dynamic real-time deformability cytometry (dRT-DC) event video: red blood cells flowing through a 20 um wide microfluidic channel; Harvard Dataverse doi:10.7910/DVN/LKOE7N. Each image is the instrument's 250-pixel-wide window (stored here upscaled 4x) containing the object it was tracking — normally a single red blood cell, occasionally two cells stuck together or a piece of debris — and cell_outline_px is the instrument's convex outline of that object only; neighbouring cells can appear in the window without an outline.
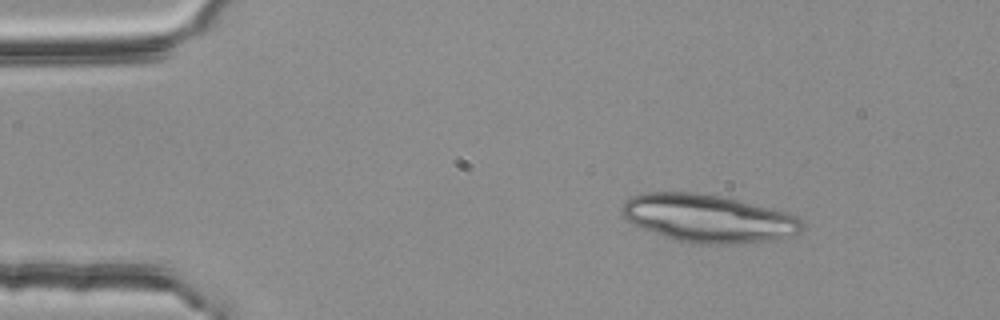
{"species": "common noctule bat (a hibernating species)", "species_latin": "Nyctalus noctula", "temperature_condition": "room temperature", "stored_images_in_passage": 46, "camera_frame_rate_fps": 3000, "um_per_image_px": 0.085, "animal": {"sex": "female", "body_mass_g": 25.1}, "frame": {"image": 1, "passage_image": 1, "time_ms": 0.0, "image_size_px": [1000, 320], "cell_outline_px": [[804, 228], [800, 232], [764, 240], [736, 244], [692, 244], [676, 240], [640, 228], [624, 220], [620, 212], [620, 208], [624, 200], [632, 196], [644, 192], [692, 192], [720, 196], [772, 208], [788, 212], [796, 216], [804, 224]], "centroid_in_image_um": [60.1, 18.55], "position_along_channel_um": 24.9, "area_um2": 50.29}}
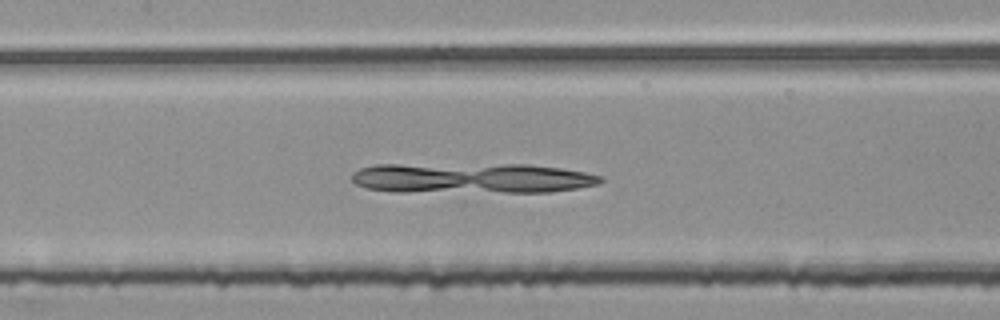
{"frame": {"image": 2, "passage_image": 18, "time_ms": 5.667, "image_size_px": [1000, 320], "cell_outline_px": [[604, 180], [600, 184], [552, 192], [392, 192], [364, 188], [356, 184], [352, 180], [352, 172], [360, 168], [376, 164], [528, 164], [560, 168], [584, 172], [604, 176]], "centroid_in_image_um": [40.07, 15.14], "position_along_channel_um": 167.3, "area_um2": 44.74}}
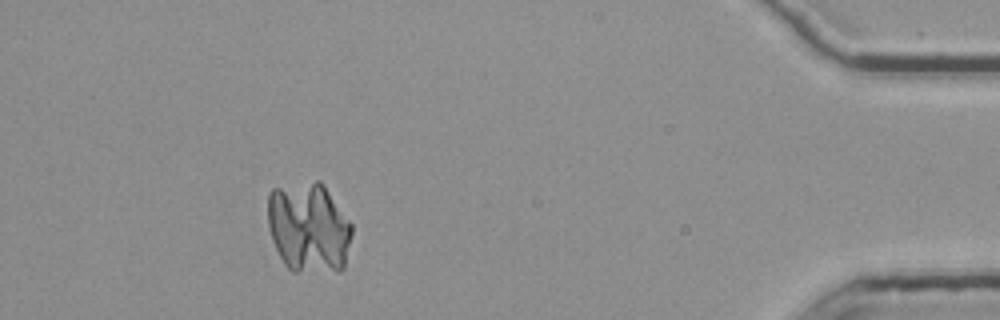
{"frame": {"image": 3, "passage_image": 42, "time_ms": 13.667, "image_size_px": [1000, 320], "cell_outline_px": [[352, 236], [344, 268], [340, 272], [292, 272], [284, 264], [272, 240], [268, 228], [268, 192], [272, 188], [316, 180], [320, 180], [324, 184], [352, 224]], "centroid_in_image_um": [26.25, 19.36], "position_along_channel_um": 409.0, "area_um2": 45.08}}